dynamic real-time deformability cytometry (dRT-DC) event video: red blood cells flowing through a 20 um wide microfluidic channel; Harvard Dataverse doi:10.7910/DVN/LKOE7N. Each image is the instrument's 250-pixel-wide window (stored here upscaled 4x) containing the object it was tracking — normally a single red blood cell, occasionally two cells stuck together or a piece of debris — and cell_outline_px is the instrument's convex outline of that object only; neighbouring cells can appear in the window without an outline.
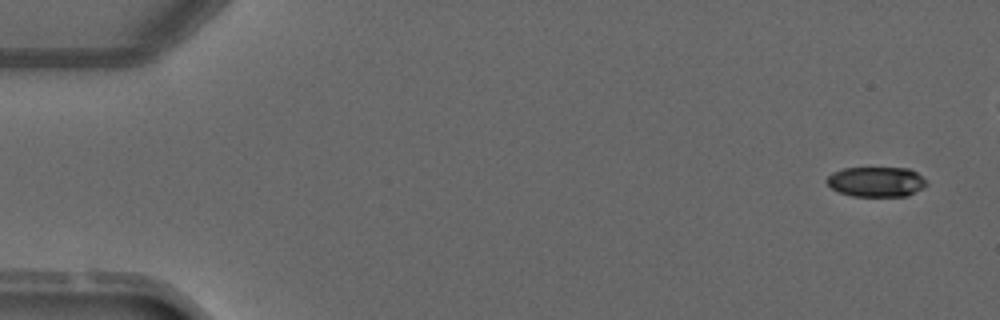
{"species": "common noctule bat (a hibernating species)", "species_latin": "Nyctalus noctula", "temperature_condition": "warm", "stored_images_in_passage": 5, "camera_frame_rate_fps": 3000, "um_per_image_px": 0.085, "animal": {"sex": "male", "forearm_length_mm": 52.5}, "frame": {"image": 1, "passage_image": 1, "time_ms": 0.0, "image_size_px": [1000, 320], "cell_outline_px": [[928, 184], [924, 188], [908, 196], [852, 196], [840, 192], [832, 188], [824, 180], [832, 172], [844, 168], [908, 168], [916, 172], [928, 180]], "centroid_in_image_um": [74.52, 15.45], "position_along_channel_um": 10.5, "area_um2": 17.63}}